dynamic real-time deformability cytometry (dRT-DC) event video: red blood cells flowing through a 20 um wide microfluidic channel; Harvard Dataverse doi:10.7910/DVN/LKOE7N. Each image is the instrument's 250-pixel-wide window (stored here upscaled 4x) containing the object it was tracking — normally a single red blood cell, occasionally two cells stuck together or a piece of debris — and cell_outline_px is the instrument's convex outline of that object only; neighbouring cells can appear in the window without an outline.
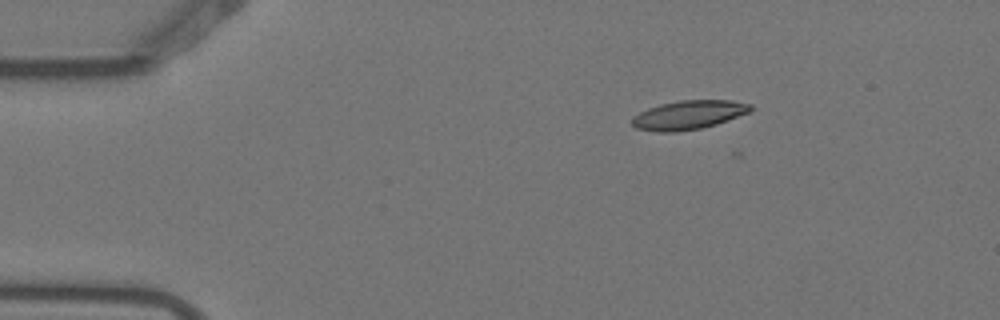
{"species": "Egyptian fruit bat (a non-hibernating species)", "species_latin": "Rousettus aegyptiacus", "temperature_condition": "warm", "stored_images_in_passage": 4, "camera_frame_rate_fps": 3000, "um_per_image_px": 0.085, "animal": {"sex": "female"}, "frame": {"image": 1, "passage_image": 2, "time_ms": 0.333, "image_size_px": [1000, 320], "cell_outline_px": [[752, 108], [748, 112], [716, 124], [700, 128], [676, 132], [656, 132], [636, 128], [632, 124], [632, 116], [648, 108], [660, 104], [680, 100], [732, 100], [752, 104]], "centroid_in_image_um": [58.5, 9.76], "position_along_channel_um": 26.5, "area_um2": 19.88}}